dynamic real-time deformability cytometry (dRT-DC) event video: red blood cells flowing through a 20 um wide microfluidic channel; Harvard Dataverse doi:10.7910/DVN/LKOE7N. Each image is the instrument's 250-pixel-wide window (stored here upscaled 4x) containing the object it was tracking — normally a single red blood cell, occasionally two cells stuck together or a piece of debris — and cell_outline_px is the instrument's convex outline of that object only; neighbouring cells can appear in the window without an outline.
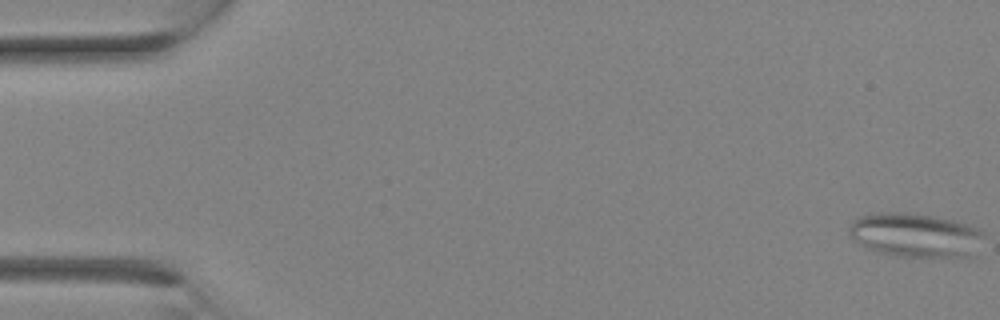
{"species": "Egyptian fruit bat (a non-hibernating species)", "species_latin": "Rousettus aegyptiacus", "temperature_condition": "room temperature", "stored_images_in_passage": 11, "camera_frame_rate_fps": 3000, "um_per_image_px": 0.085, "animal": {"sex": "female"}, "frame": {"image": 1, "passage_image": 1, "time_ms": 0.0, "image_size_px": [1000, 320], "cell_outline_px": [[984, 236], [972, 260], [892, 256], [868, 248], [860, 244], [848, 232], [848, 228], [852, 220], [868, 212], [908, 212], [932, 216], [952, 220], [968, 224], [980, 228], [984, 232]], "centroid_in_image_um": [77.89, 20.02], "position_along_channel_um": 7.1, "area_um2": 35.95}}